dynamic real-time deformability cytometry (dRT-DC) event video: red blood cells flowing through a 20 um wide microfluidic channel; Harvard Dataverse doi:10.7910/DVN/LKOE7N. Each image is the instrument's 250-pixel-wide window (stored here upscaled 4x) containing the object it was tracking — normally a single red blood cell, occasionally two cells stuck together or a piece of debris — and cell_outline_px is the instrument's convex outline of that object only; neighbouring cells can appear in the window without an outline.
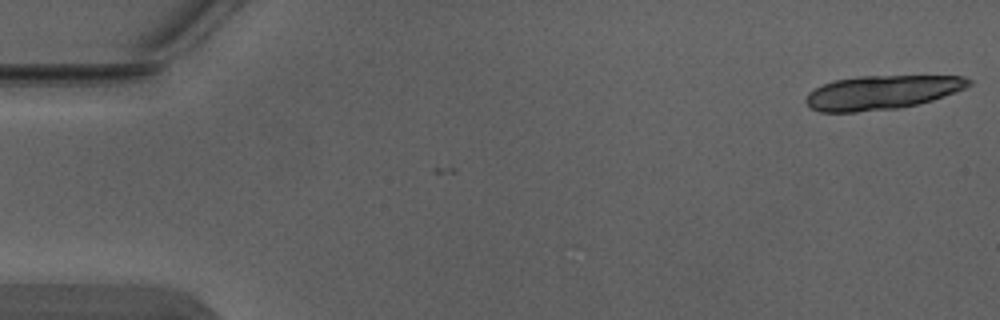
{"species": "Egyptian fruit bat (a non-hibernating species)", "species_latin": "Rousettus aegyptiacus", "temperature_condition": "warm", "stored_images_in_passage": 5, "camera_frame_rate_fps": 3000, "um_per_image_px": 0.085, "animal": {"sex": "male"}, "frame": {"image": 1, "passage_image": 1, "time_ms": 0.0, "image_size_px": [1000, 320], "cell_outline_px": [[972, 84], [964, 88], [932, 100], [900, 108], [856, 112], [820, 112], [812, 108], [804, 100], [808, 92], [824, 84], [836, 80], [860, 76], [964, 76], [972, 80]], "centroid_in_image_um": [74.94, 7.85], "position_along_channel_um": 10.1, "area_um2": 32.02}}
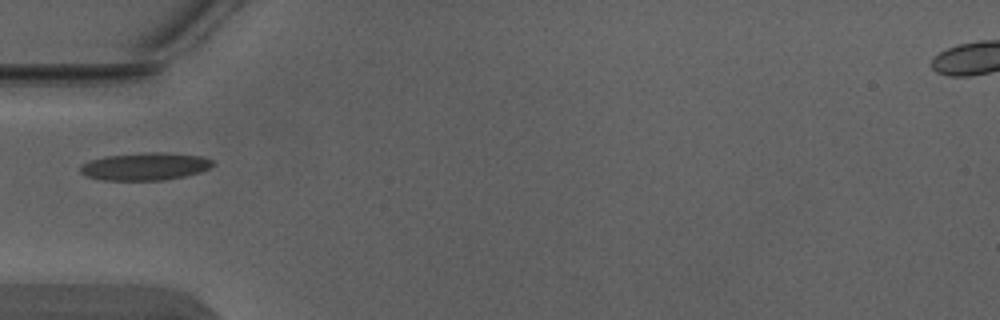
{"frame": {"image": 2, "passage_image": 5, "time_ms": 1.333, "image_size_px": [1000, 320], "cell_outline_px": [[212, 164], [208, 168], [200, 172], [184, 176], [164, 180], [104, 180], [88, 176], [80, 172], [80, 164], [104, 156], [152, 152], [160, 152], [204, 156], [212, 160]], "centroid_in_image_um": [12.33, 14.14], "position_along_channel_um": 72.7, "area_um2": 21.1}}